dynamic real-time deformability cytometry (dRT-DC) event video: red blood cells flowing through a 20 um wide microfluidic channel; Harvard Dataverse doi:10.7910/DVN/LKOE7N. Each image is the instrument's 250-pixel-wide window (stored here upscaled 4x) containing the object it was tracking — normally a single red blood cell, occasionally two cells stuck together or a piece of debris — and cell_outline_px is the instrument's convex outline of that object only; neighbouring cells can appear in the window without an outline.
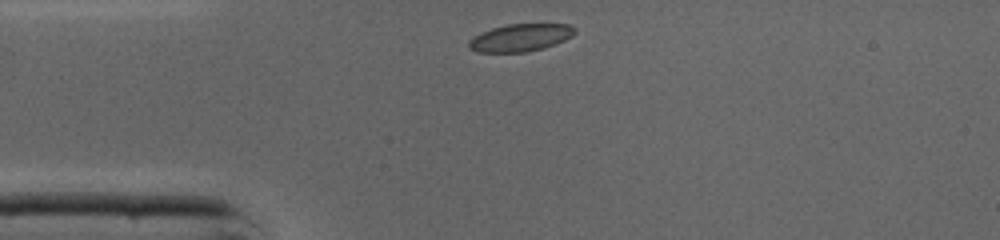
{"species": "common noctule bat (a hibernating species)", "species_latin": "Nyctalus noctula", "temperature_condition": "cold", "stored_images_in_passage": 27, "camera_frame_rate_fps": 3000, "um_per_image_px": 0.085, "animal": {"sex": "male", "body_mass_g": 19.0, "forearm_length_mm": 50.8}, "frame": {"image": 1, "passage_image": 1, "time_ms": 0.0, "image_size_px": [1000, 240], "cell_outline_px": [[576, 32], [572, 36], [556, 44], [544, 48], [524, 52], [476, 52], [468, 48], [468, 44], [480, 32], [492, 28], [508, 24], [568, 24], [576, 28]], "centroid_in_image_um": [44.26, 3.2], "position_along_channel_um": 40.7, "area_um2": 16.94}}
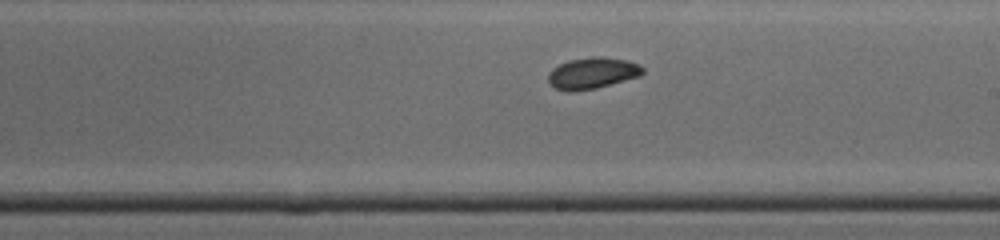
{"frame": {"image": 2, "passage_image": 16, "time_ms": 5.0, "image_size_px": [1000, 240], "cell_outline_px": [[644, 72], [640, 76], [596, 88], [576, 92], [568, 92], [556, 88], [548, 80], [548, 76], [552, 68], [568, 60], [592, 56], [600, 56], [628, 60], [640, 64], [644, 68]], "centroid_in_image_um": [50.37, 6.21], "position_along_channel_um": 238.6, "area_um2": 17.4}}
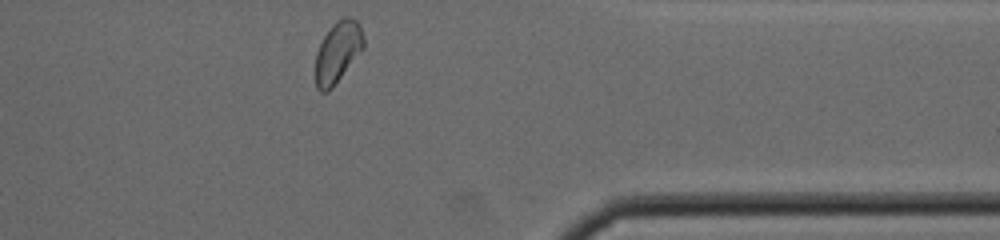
{"frame": {"image": 3, "passage_image": 27, "time_ms": 8.667, "image_size_px": [1000, 240], "cell_outline_px": [[364, 48], [332, 88], [328, 92], [320, 92], [316, 88], [316, 52], [324, 36], [332, 24], [336, 20], [344, 16], [348, 16], [356, 20], [360, 24], [364, 36]], "centroid_in_image_um": [28.72, 4.41], "position_along_channel_um": 382.7, "area_um2": 17.28}, "authors_computed_cell_mechanics": {"area_um2": 17.1666, "velocity_mm_per_s": 4.3494, "shape_relaxation_time_tau1_ms": 1.9687, "shape_relaxation_time_tau2_ms": 1.5426, "deformation_change_tau1": 0.0585, "deformation_change_tau2": 0.0444}}